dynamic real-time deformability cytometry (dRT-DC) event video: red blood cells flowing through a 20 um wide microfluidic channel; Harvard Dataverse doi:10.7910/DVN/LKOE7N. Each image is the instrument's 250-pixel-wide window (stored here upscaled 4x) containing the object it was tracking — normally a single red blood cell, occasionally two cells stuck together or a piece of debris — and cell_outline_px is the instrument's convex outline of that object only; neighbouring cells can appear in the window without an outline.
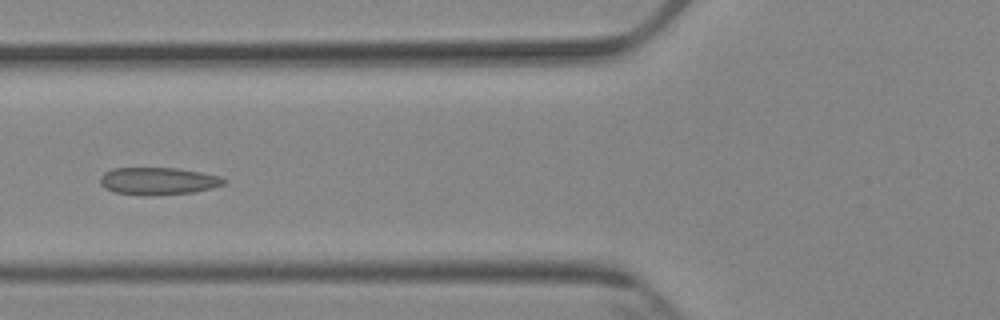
{"species": "Egyptian fruit bat (a non-hibernating species)", "species_latin": "Rousettus aegyptiacus", "temperature_condition": "cold", "stored_images_in_passage": 5, "camera_frame_rate_fps": 3000, "um_per_image_px": 0.085, "animal": {"sex": "female"}, "frame": {"image": 1, "passage_image": 5, "time_ms": 5.333, "image_size_px": [1000, 320], "cell_outline_px": [[228, 180], [224, 184], [212, 188], [196, 192], [152, 196], [140, 196], [116, 192], [104, 188], [100, 184], [100, 176], [104, 172], [112, 168], [176, 168], [200, 172], [220, 176]], "centroid_in_image_um": [13.43, 15.4], "position_along_channel_um": 112.4, "area_um2": 20.06}}